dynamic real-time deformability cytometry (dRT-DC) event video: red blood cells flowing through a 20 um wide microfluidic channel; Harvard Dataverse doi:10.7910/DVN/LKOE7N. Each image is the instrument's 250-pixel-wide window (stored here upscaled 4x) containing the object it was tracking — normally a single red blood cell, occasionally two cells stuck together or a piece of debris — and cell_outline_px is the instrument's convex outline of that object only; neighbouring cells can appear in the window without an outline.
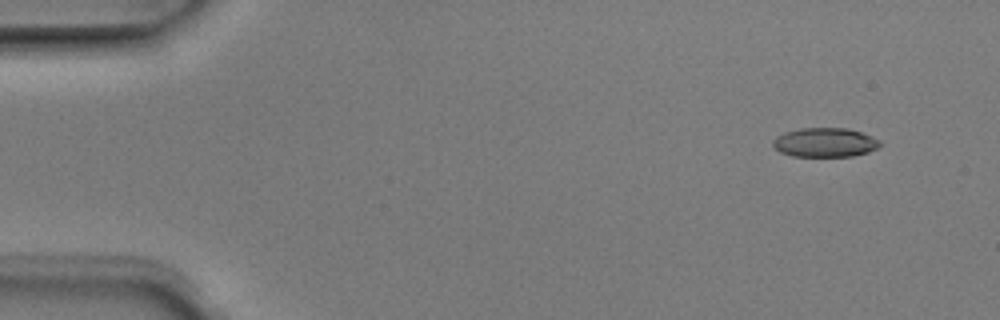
{"species": "Egyptian fruit bat (a non-hibernating species)", "species_latin": "Rousettus aegyptiacus", "temperature_condition": "room temperature", "stored_images_in_passage": 5, "camera_frame_rate_fps": 3000, "um_per_image_px": 0.085, "animal": {"sex": "male"}, "frame": {"image": 1, "passage_image": 1, "time_ms": 0.0, "image_size_px": [1000, 320], "cell_outline_px": [[880, 144], [876, 148], [868, 152], [852, 156], [792, 156], [780, 152], [772, 144], [772, 140], [776, 136], [784, 132], [800, 128], [848, 128], [872, 136], [880, 140]], "centroid_in_image_um": [70.09, 12.1], "position_along_channel_um": 14.9, "area_um2": 18.21}}
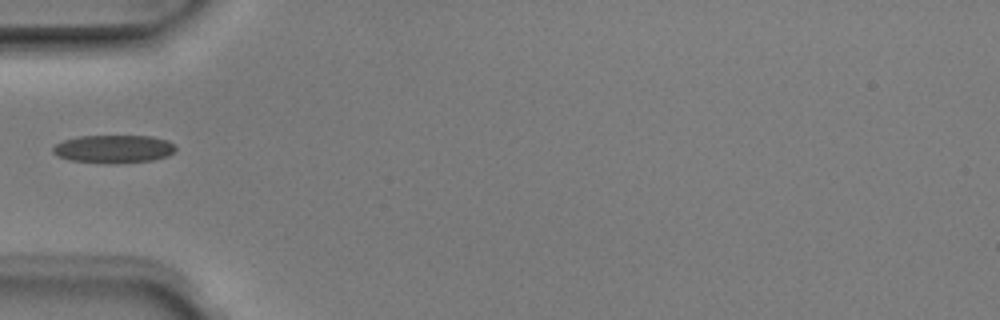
{"frame": {"image": 2, "passage_image": 4, "time_ms": 1.0, "image_size_px": [1000, 320], "cell_outline_px": [[176, 152], [168, 156], [152, 160], [116, 164], [100, 164], [68, 160], [56, 156], [52, 152], [52, 148], [56, 144], [64, 140], [80, 136], [152, 136], [168, 140], [176, 144]], "centroid_in_image_um": [9.68, 12.68], "position_along_channel_um": 75.3, "area_um2": 20.58}}
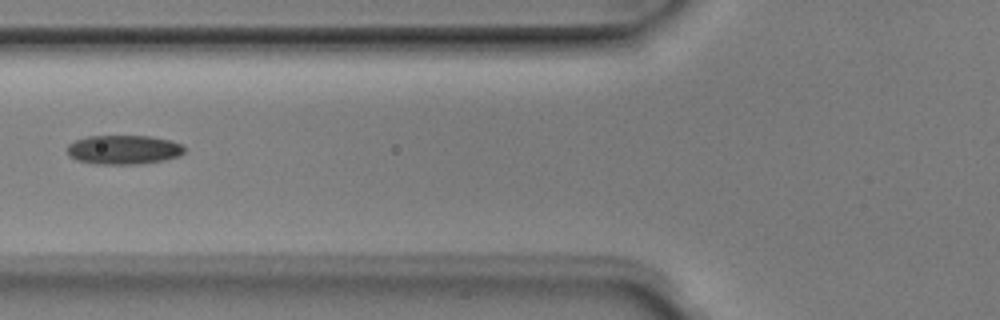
{"frame": {"image": 3, "passage_image": 5, "time_ms": 1.333, "image_size_px": [1000, 320], "cell_outline_px": [[184, 152], [180, 156], [164, 160], [136, 164], [96, 164], [76, 160], [68, 156], [68, 144], [76, 140], [88, 136], [148, 136], [168, 140], [180, 144], [184, 148]], "centroid_in_image_um": [10.48, 12.73], "position_along_channel_um": 115.3, "area_um2": 19.83}}